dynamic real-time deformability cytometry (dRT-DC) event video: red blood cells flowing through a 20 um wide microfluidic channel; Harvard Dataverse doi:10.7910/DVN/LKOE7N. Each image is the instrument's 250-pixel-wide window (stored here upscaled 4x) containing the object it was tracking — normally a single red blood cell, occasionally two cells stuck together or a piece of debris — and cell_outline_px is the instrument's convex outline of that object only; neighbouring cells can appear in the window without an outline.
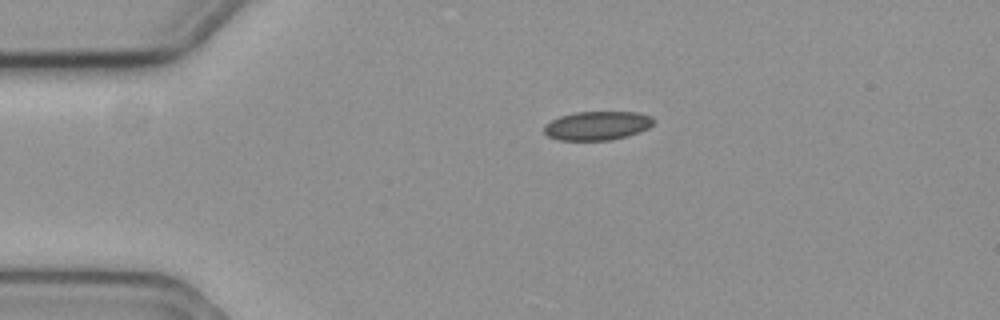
{"species": "common noctule bat (a hibernating species)", "species_latin": "Nyctalus noctula", "temperature_condition": "cold", "stored_images_in_passage": 46, "camera_frame_rate_fps": 3000, "um_per_image_px": 0.085, "animal": {"sex": "female", "body_mass_g": 19.3, "forearm_length_mm": 54.1}, "frame": {"image": 1, "passage_image": 1, "time_ms": 0.0, "image_size_px": [1000, 320], "cell_outline_px": [[656, 120], [648, 128], [640, 132], [628, 136], [612, 140], [556, 140], [548, 136], [544, 132], [544, 124], [560, 116], [576, 112], [636, 112], [652, 116]], "centroid_in_image_um": [50.78, 10.68], "position_along_channel_um": 34.2, "area_um2": 18.55}}
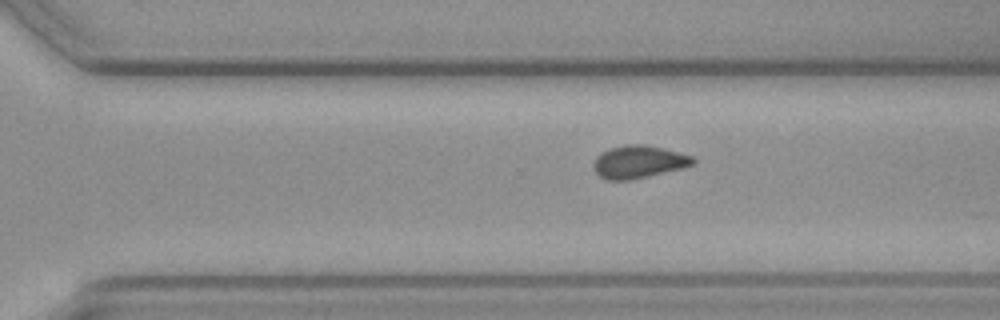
{"frame": {"image": 2, "passage_image": 28, "time_ms": 9.0, "image_size_px": [1000, 320], "cell_outline_px": [[696, 160], [692, 164], [684, 168], [648, 176], [628, 180], [608, 180], [600, 176], [592, 168], [592, 164], [596, 156], [600, 152], [612, 148], [628, 144], [640, 144], [664, 148], [692, 156]], "centroid_in_image_um": [54.26, 13.76], "position_along_channel_um": 316.3, "area_um2": 18.9}}
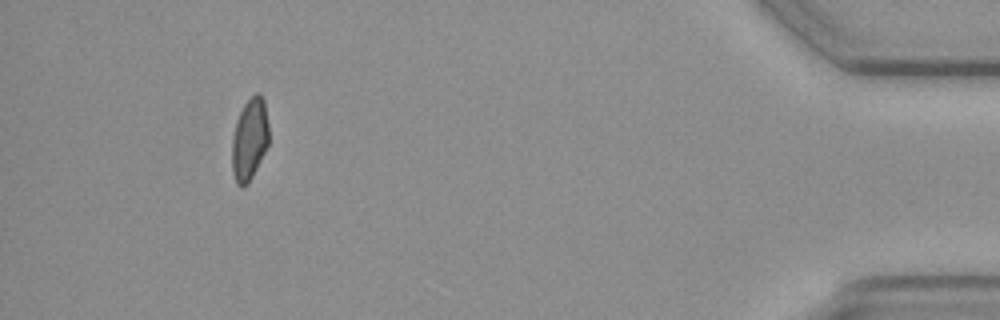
{"frame": {"image": 3, "passage_image": 42, "time_ms": 13.667, "image_size_px": [1000, 320], "cell_outline_px": [[268, 144], [248, 184], [240, 188], [236, 184], [232, 172], [232, 136], [236, 120], [244, 104], [256, 92], [260, 92], [264, 100], [268, 124]], "centroid_in_image_um": [21.19, 11.84], "position_along_channel_um": 414.0, "area_um2": 17.63}, "authors_computed_cell_mechanics": {"area_um2": 18.6405, "velocity_mm_per_s": 3.598, "shape_relaxation_time_tau1_ms": null, "shape_relaxation_time_tau2_ms": 4.8292, "deformation_change_tau1": null, "deformation_change_tau2": 0.0911}}